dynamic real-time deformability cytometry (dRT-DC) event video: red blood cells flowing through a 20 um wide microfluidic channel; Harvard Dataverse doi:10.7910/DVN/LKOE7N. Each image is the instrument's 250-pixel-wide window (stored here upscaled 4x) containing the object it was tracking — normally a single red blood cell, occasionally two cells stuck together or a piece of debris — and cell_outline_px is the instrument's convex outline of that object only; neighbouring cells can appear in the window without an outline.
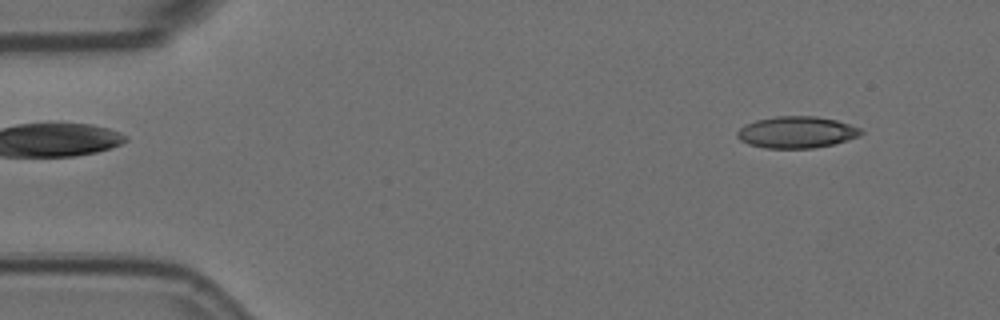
{"species": "Egyptian fruit bat (a non-hibernating species)", "species_latin": "Rousettus aegyptiacus", "temperature_condition": "room temperature", "stored_images_in_passage": 53, "camera_frame_rate_fps": 3000, "um_per_image_px": 0.085, "animal": {"sex": "female"}, "frame": {"image": 1, "passage_image": 2, "time_ms": 0.333, "image_size_px": [1000, 320], "cell_outline_px": [[864, 132], [860, 136], [848, 140], [832, 144], [812, 148], [764, 148], [748, 144], [740, 140], [736, 136], [736, 132], [744, 124], [756, 120], [776, 116], [816, 116], [836, 120], [860, 128]], "centroid_in_image_um": [67.69, 11.24], "position_along_channel_um": 17.3, "area_um2": 22.89}}
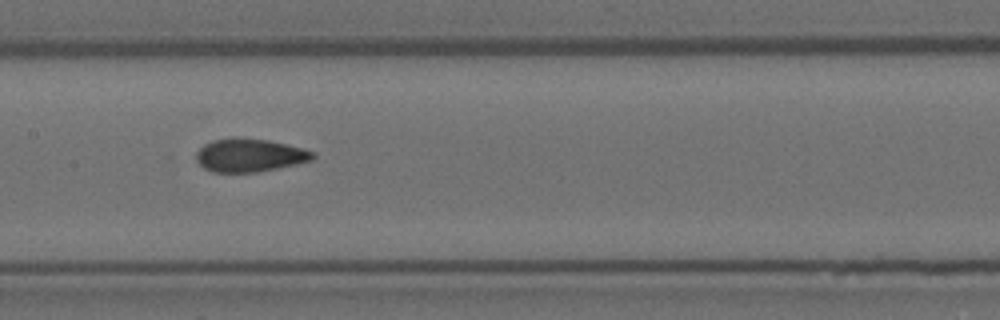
{"frame": {"image": 2, "passage_image": 24, "time_ms": 7.667, "image_size_px": [1000, 320], "cell_outline_px": [[316, 156], [312, 160], [296, 164], [256, 172], [212, 172], [204, 168], [196, 160], [196, 152], [204, 144], [212, 140], [268, 140], [300, 148], [312, 152]], "centroid_in_image_um": [21.19, 13.24], "position_along_channel_um": 186.2, "area_um2": 21.68}}
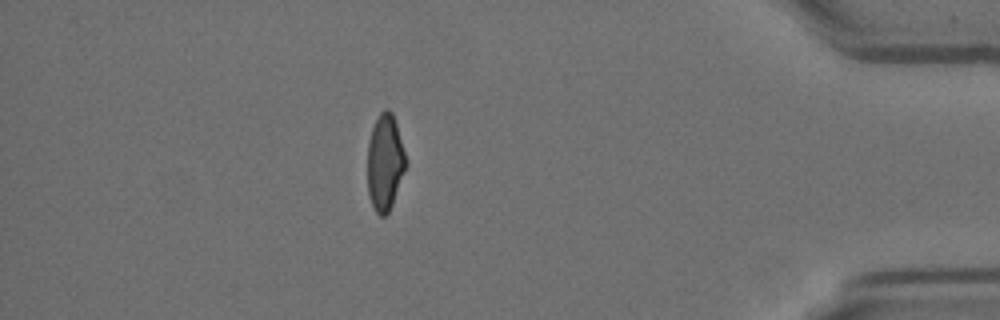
{"frame": {"image": 3, "passage_image": 46, "time_ms": 15.0, "image_size_px": [1000, 320], "cell_outline_px": [[408, 164], [392, 204], [388, 212], [384, 216], [380, 216], [376, 212], [372, 204], [368, 192], [368, 144], [372, 128], [380, 112], [384, 108], [388, 108], [392, 112], [396, 124]], "centroid_in_image_um": [32.73, 13.79], "position_along_channel_um": 402.5, "area_um2": 21.39}, "authors_computed_cell_mechanics": {"area_um2": 22.7154, "velocity_mm_per_s": 3.5711, "shape_relaxation_time_tau1_ms": null, "shape_relaxation_time_tau2_ms": 1.3799, "deformation_change_tau1": null, "deformation_change_tau2": 0.0766}}